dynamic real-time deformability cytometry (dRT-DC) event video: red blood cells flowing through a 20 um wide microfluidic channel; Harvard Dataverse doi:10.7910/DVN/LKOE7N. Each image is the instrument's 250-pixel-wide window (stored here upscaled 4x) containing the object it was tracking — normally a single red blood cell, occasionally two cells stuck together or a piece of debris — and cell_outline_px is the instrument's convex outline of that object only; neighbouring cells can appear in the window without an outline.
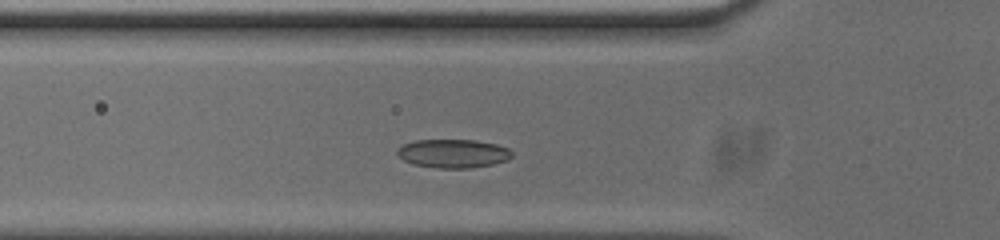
{"species": "common noctule bat (a hibernating species)", "species_latin": "Nyctalus noctula", "temperature_condition": "cold", "stored_images_in_passage": 37, "camera_frame_rate_fps": 3000, "um_per_image_px": 0.085, "animal": {"sex": "male", "body_mass_g": 20.0, "forearm_length_mm": 53.3}, "frame": {"image": 1, "passage_image": 9, "time_ms": 2.667, "image_size_px": [1000, 240], "cell_outline_px": [[512, 156], [508, 160], [492, 164], [472, 168], [436, 168], [412, 164], [396, 156], [396, 152], [404, 144], [416, 140], [476, 140], [496, 144], [508, 148], [512, 152]], "centroid_in_image_um": [38.51, 13.05], "position_along_channel_um": 87.3, "area_um2": 19.19}}
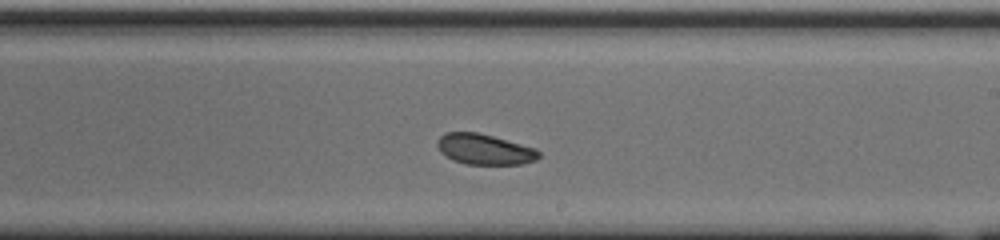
{"frame": {"image": 2, "passage_image": 22, "time_ms": 7.0, "image_size_px": [1000, 240], "cell_outline_px": [[540, 156], [536, 160], [520, 164], [464, 164], [452, 160], [440, 152], [436, 144], [440, 136], [444, 132], [476, 132], [492, 136], [536, 148], [540, 152]], "centroid_in_image_um": [41.16, 12.69], "position_along_channel_um": 247.8, "area_um2": 18.09}}
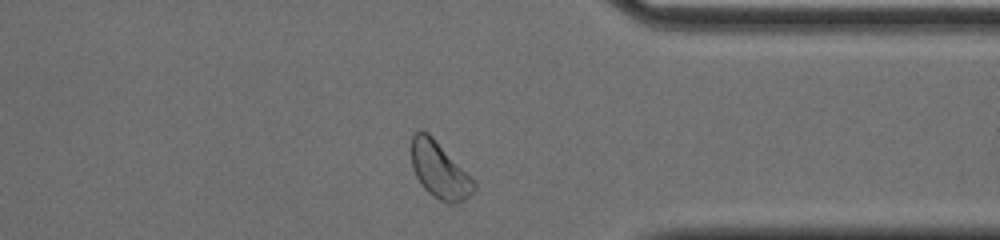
{"frame": {"image": 3, "passage_image": 33, "time_ms": 10.667, "image_size_px": [1000, 240], "cell_outline_px": [[476, 188], [464, 200], [456, 204], [448, 204], [432, 196], [424, 188], [416, 176], [412, 168], [412, 136], [420, 128], [428, 132], [432, 136], [476, 184]], "centroid_in_image_um": [37.32, 14.48], "position_along_channel_um": 374.1, "area_um2": 20.11}, "authors_computed_cell_mechanics": {"area_um2": 18.8428, "velocity_mm_per_s": 3.7064, "shape_relaxation_time_tau1_ms": 2.2386, "shape_relaxation_time_tau2_ms": 5.1703, "deformation_change_tau1": 0.0495, "deformation_change_tau2": 0.1022}}